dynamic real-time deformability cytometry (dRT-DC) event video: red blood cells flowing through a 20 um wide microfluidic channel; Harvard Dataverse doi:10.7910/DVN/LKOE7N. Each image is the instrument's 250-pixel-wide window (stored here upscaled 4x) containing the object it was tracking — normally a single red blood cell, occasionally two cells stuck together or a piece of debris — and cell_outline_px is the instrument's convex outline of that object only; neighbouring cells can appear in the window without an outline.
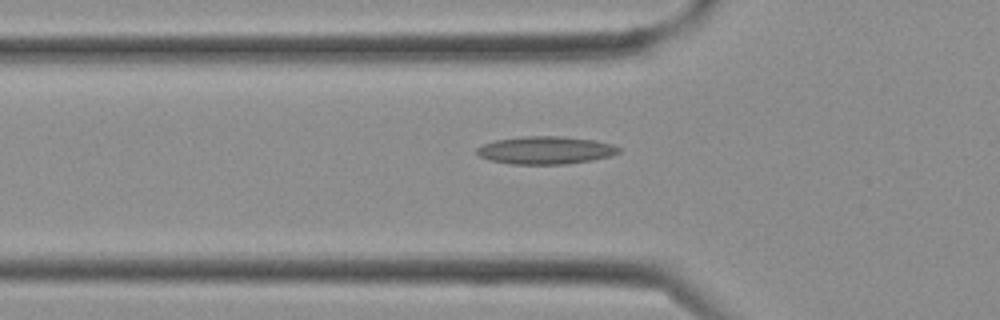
{"species": "Egyptian fruit bat (a non-hibernating species)", "species_latin": "Rousettus aegyptiacus", "temperature_condition": "cold", "stored_images_in_passage": 3, "camera_frame_rate_fps": 3000, "um_per_image_px": 0.085, "frame": {"image": 1, "passage_image": 3, "time_ms": 0.667, "image_size_px": [1000, 320], "cell_outline_px": [[624, 148], [620, 152], [612, 156], [592, 160], [564, 164], [512, 164], [492, 160], [480, 156], [476, 152], [476, 148], [484, 144], [496, 140], [524, 136], [560, 136], [596, 140], [612, 144]], "centroid_in_image_um": [46.45, 12.76], "position_along_channel_um": 79.4, "area_um2": 23.0}}